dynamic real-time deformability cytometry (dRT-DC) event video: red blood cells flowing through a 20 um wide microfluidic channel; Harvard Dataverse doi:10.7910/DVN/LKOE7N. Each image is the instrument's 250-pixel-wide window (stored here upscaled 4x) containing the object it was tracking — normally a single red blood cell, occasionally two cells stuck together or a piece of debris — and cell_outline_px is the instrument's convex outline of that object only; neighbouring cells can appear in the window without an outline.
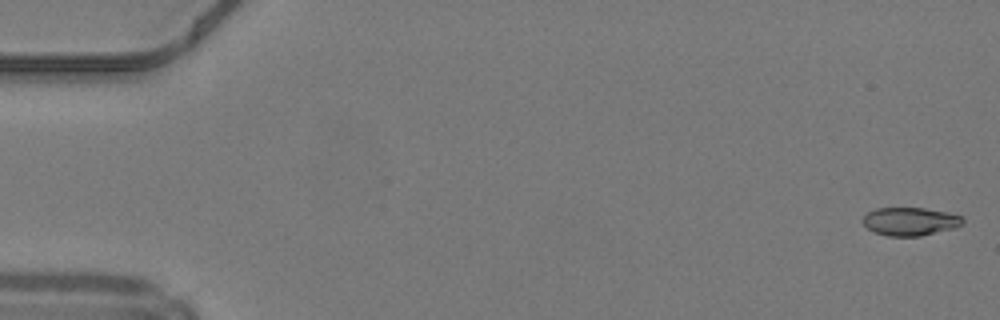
{"species": "common noctule bat (a hibernating species)", "species_latin": "Nyctalus noctula", "temperature_condition": "warm", "stored_images_in_passage": 49, "camera_frame_rate_fps": 3000, "um_per_image_px": 0.085, "animal": {"sex": "male", "body_mass_g": 19.2, "forearm_length_mm": 51.8}, "frame": {"image": 1, "passage_image": 1, "time_ms": 0.0, "image_size_px": [1000, 320], "cell_outline_px": [[964, 224], [956, 228], [920, 236], [888, 236], [876, 232], [868, 228], [860, 220], [868, 212], [876, 208], [924, 208], [948, 212], [960, 216], [964, 220]], "centroid_in_image_um": [77.38, 18.82], "position_along_channel_um": 7.6, "area_um2": 16.47}}
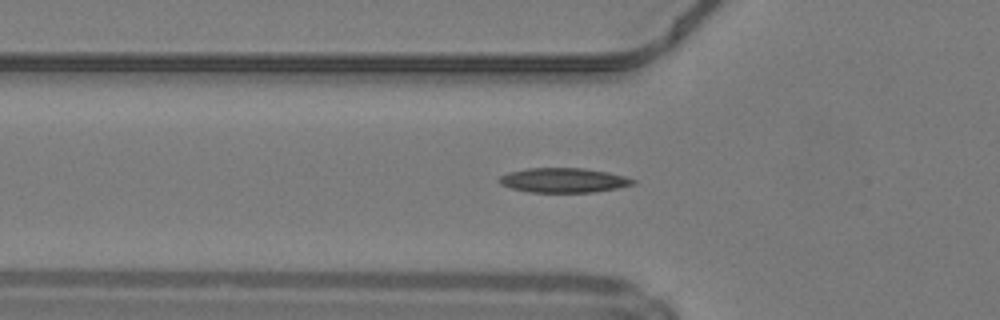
{"frame": {"image": 2, "passage_image": 17, "time_ms": 5.333, "image_size_px": [1000, 320], "cell_outline_px": [[636, 184], [616, 188], [592, 192], [528, 192], [512, 188], [500, 184], [496, 180], [500, 176], [508, 172], [528, 168], [584, 168], [608, 172], [624, 176], [636, 180]], "centroid_in_image_um": [47.88, 15.32], "position_along_channel_um": 77.9, "area_um2": 19.19}}
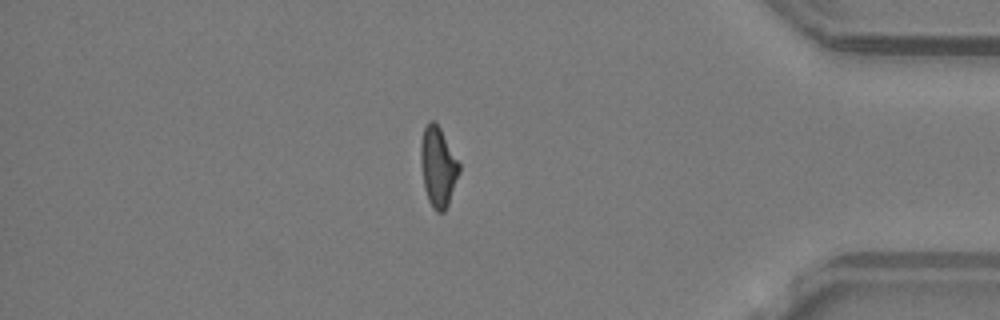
{"frame": {"image": 3, "passage_image": 42, "time_ms": 13.667, "image_size_px": [1000, 320], "cell_outline_px": [[460, 172], [448, 204], [444, 212], [436, 212], [432, 208], [428, 200], [424, 188], [420, 164], [420, 144], [424, 128], [428, 120], [432, 120], [440, 128], [460, 164]], "centroid_in_image_um": [37.22, 14.19], "position_along_channel_um": 398.0, "area_um2": 17.98}, "authors_computed_cell_mechanics": {"area_um2": 17.918, "velocity_mm_per_s": 4.2495, "shape_relaxation_time_tau1_ms": 9.9662, "shape_relaxation_time_tau2_ms": 2.7447, "deformation_change_tau1": 0.2786, "deformation_change_tau2": 0.1088}}